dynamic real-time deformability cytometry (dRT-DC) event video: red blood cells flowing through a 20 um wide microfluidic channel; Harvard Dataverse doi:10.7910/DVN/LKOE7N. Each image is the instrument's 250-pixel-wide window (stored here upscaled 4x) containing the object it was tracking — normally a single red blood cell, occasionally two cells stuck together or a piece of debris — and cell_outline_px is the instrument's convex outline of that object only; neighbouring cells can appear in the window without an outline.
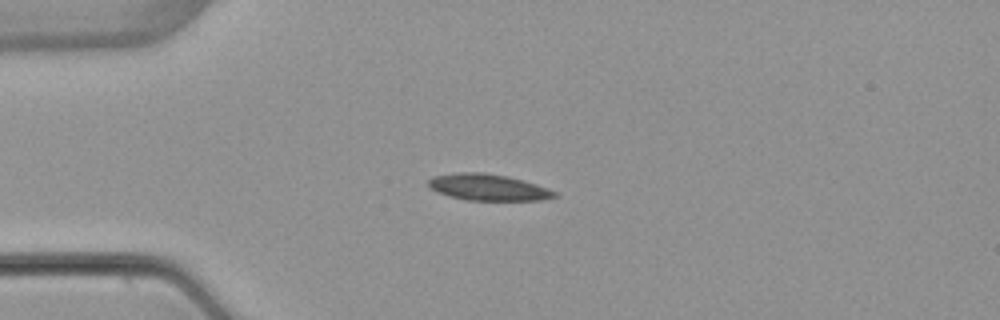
{"species": "common noctule bat (a hibernating species)", "species_latin": "Nyctalus noctula", "temperature_condition": "warm", "stored_images_in_passage": 5, "camera_frame_rate_fps": 3000, "um_per_image_px": 0.085, "animal": {"sex": "female", "body_mass_g": 22.7, "forearm_length_mm": 54.2}, "frame": {"image": 1, "passage_image": 3, "time_ms": 3.333, "image_size_px": [1000, 320], "cell_outline_px": [[560, 196], [540, 200], [468, 200], [448, 196], [436, 192], [428, 184], [428, 180], [432, 176], [456, 172], [484, 172], [508, 176], [536, 184], [548, 188], [556, 192]], "centroid_in_image_um": [41.48, 15.91], "position_along_channel_um": 43.5, "area_um2": 19.54}}
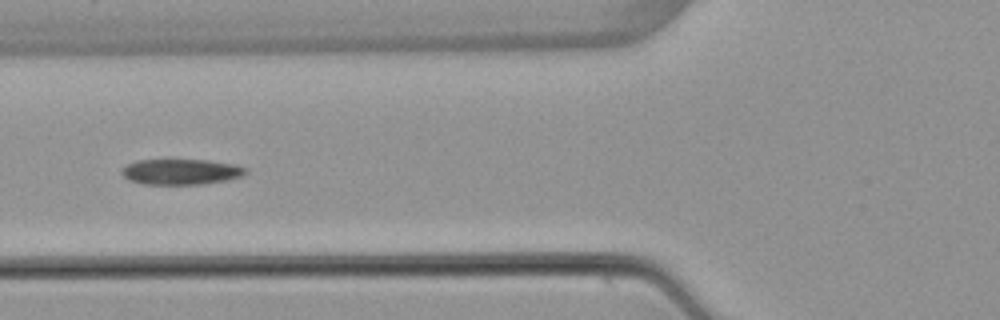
{"frame": {"image": 2, "passage_image": 5, "time_ms": 5.667, "image_size_px": [1000, 320], "cell_outline_px": [[248, 172], [240, 176], [228, 180], [204, 184], [144, 184], [128, 180], [120, 172], [120, 168], [136, 160], [168, 156], [208, 160], [236, 164], [248, 168]], "centroid_in_image_um": [15.34, 14.54], "position_along_channel_um": 110.5, "area_um2": 19.71}}